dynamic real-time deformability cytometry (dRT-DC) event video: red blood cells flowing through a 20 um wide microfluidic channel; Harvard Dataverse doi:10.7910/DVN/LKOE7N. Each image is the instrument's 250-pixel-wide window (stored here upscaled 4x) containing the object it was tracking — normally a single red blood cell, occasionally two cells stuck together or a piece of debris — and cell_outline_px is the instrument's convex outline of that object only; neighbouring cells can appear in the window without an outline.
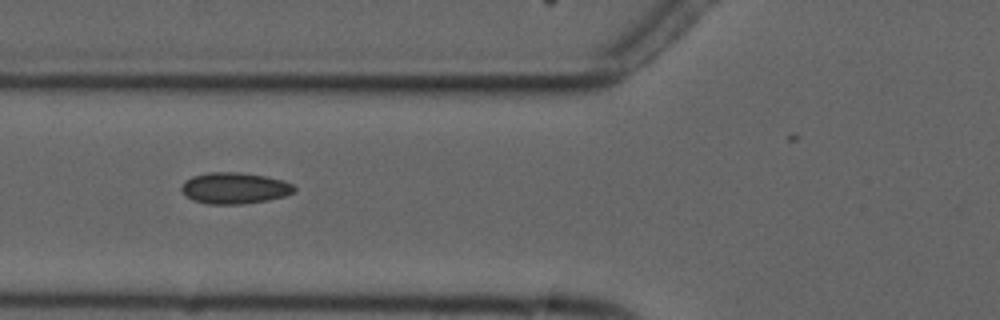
{"species": "common noctule bat (a hibernating species)", "species_latin": "Nyctalus noctula", "temperature_condition": "cold", "stored_images_in_passage": 6, "camera_frame_rate_fps": 3000, "um_per_image_px": 0.085, "animal": {"sex": "male", "forearm_length_mm": 52.5}, "frame": {"image": 1, "passage_image": 2, "time_ms": 1.333, "image_size_px": [1000, 320], "cell_outline_px": [[296, 192], [284, 196], [268, 200], [244, 204], [208, 204], [192, 200], [180, 188], [192, 176], [208, 172], [240, 172], [264, 176], [284, 180], [292, 184], [296, 188]], "centroid_in_image_um": [19.98, 15.99], "position_along_channel_um": 105.8, "area_um2": 20.52}}
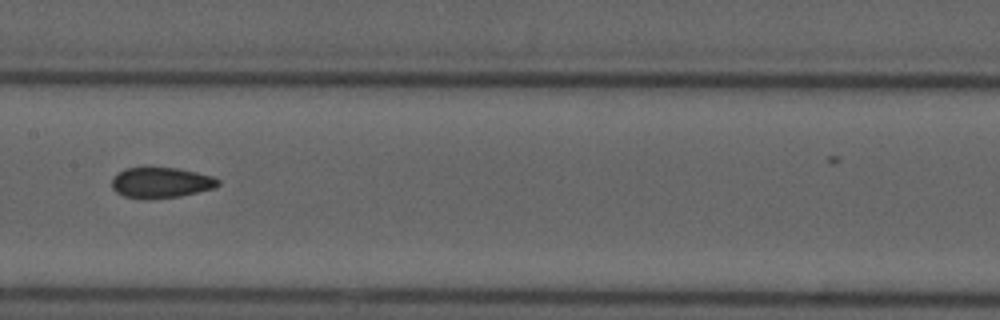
{"frame": {"image": 2, "passage_image": 4, "time_ms": 3.667, "image_size_px": [1000, 320], "cell_outline_px": [[220, 184], [216, 188], [180, 196], [148, 200], [140, 200], [124, 196], [116, 192], [112, 188], [112, 180], [116, 172], [124, 168], [180, 168], [212, 176], [220, 180]], "centroid_in_image_um": [13.67, 15.54], "position_along_channel_um": 193.7, "area_um2": 19.31}}
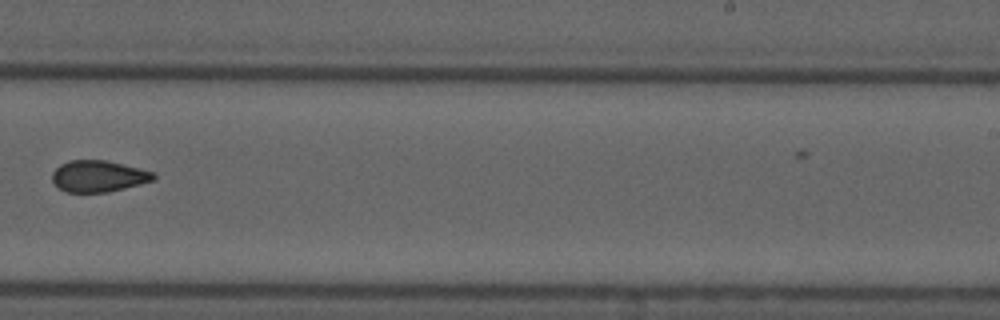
{"frame": {"image": 3, "passage_image": 6, "time_ms": 6.0, "image_size_px": [1000, 320], "cell_outline_px": [[156, 180], [108, 192], [64, 192], [56, 188], [52, 180], [52, 172], [60, 164], [68, 160], [104, 160], [140, 168], [156, 172]], "centroid_in_image_um": [8.36, 14.98], "position_along_channel_um": 280.6, "area_um2": 18.84}}